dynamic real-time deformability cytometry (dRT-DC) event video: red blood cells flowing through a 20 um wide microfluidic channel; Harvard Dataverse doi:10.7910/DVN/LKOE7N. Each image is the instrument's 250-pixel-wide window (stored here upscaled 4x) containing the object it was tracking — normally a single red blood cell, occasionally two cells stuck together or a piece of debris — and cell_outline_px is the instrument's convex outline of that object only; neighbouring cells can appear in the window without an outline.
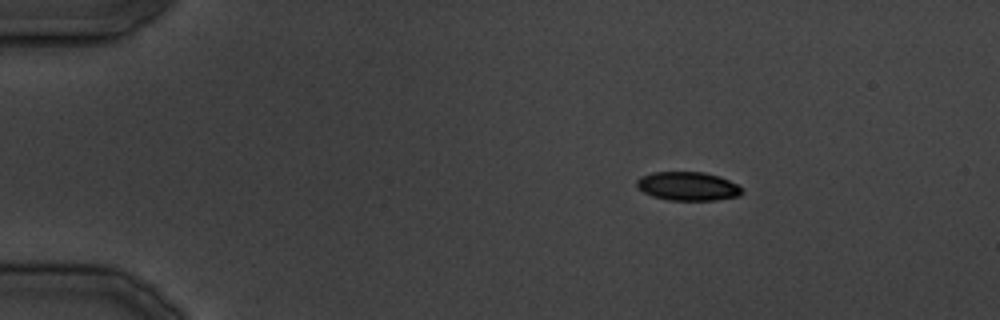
{"species": "common noctule bat (a hibernating species)", "species_latin": "Nyctalus noctula", "temperature_condition": "cold", "stored_images_in_passage": 13, "camera_frame_rate_fps": 3000, "um_per_image_px": 0.085, "animal": {"sex": "male", "body_mass_g": 19.5, "forearm_length_mm": 54.6}, "frame": {"image": 1, "passage_image": 1, "time_ms": 0.0, "image_size_px": [1000, 320], "cell_outline_px": [[744, 192], [740, 196], [716, 200], [668, 200], [652, 196], [644, 192], [636, 184], [636, 180], [640, 176], [652, 172], [704, 172], [720, 176], [736, 184]], "centroid_in_image_um": [58.47, 15.82], "position_along_channel_um": 26.5, "area_um2": 17.63}}
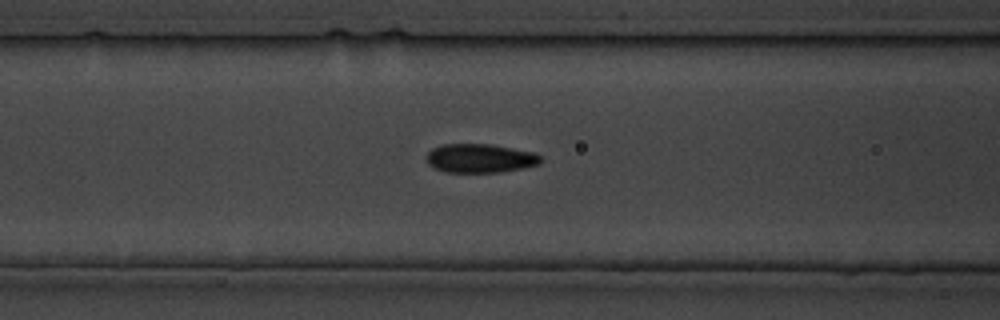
{"frame": {"image": 2, "passage_image": 10, "time_ms": 11.333, "image_size_px": [1000, 320], "cell_outline_px": [[540, 164], [524, 168], [500, 172], [444, 172], [432, 168], [428, 164], [428, 152], [432, 148], [444, 144], [488, 144], [536, 152], [540, 156]], "centroid_in_image_um": [40.81, 13.46], "position_along_channel_um": 125.8, "area_um2": 19.25}}
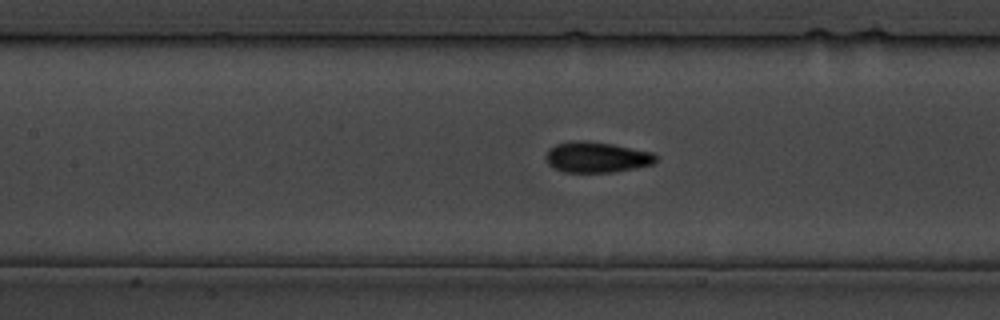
{"frame": {"image": 3, "passage_image": 12, "time_ms": 13.333, "image_size_px": [1000, 320], "cell_outline_px": [[656, 160], [652, 164], [612, 172], [564, 172], [548, 164], [544, 156], [548, 148], [556, 144], [572, 140], [584, 140], [612, 144], [652, 152], [656, 156]], "centroid_in_image_um": [50.65, 13.35], "position_along_channel_um": 156.7, "area_um2": 19.59}}